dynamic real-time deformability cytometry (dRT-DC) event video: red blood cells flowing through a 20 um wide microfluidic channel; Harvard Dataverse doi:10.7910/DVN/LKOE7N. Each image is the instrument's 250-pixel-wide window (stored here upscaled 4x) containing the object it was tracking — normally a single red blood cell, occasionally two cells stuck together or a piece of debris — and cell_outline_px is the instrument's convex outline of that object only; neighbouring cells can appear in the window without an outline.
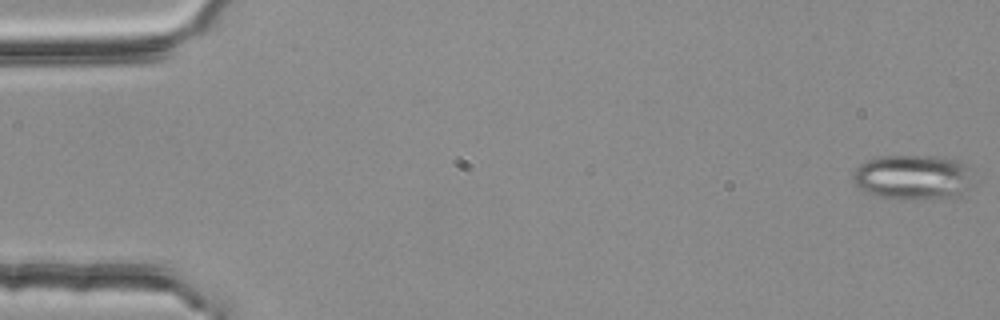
{"species": "common noctule bat (a hibernating species)", "species_latin": "Nyctalus noctula", "temperature_condition": "room temperature", "stored_images_in_passage": 55, "camera_frame_rate_fps": 3000, "um_per_image_px": 0.085, "animal": {"sex": "female", "body_mass_g": 25.1}, "frame": {"image": 1, "passage_image": 1, "time_ms": 0.0, "image_size_px": [1000, 320], "cell_outline_px": [[968, 188], [956, 196], [904, 200], [880, 196], [868, 192], [860, 188], [856, 184], [852, 176], [856, 168], [860, 164], [868, 160], [880, 156], [936, 156], [956, 160], [968, 164]], "centroid_in_image_um": [77.55, 15.05], "position_along_channel_um": 7.4, "area_um2": 30.92}}
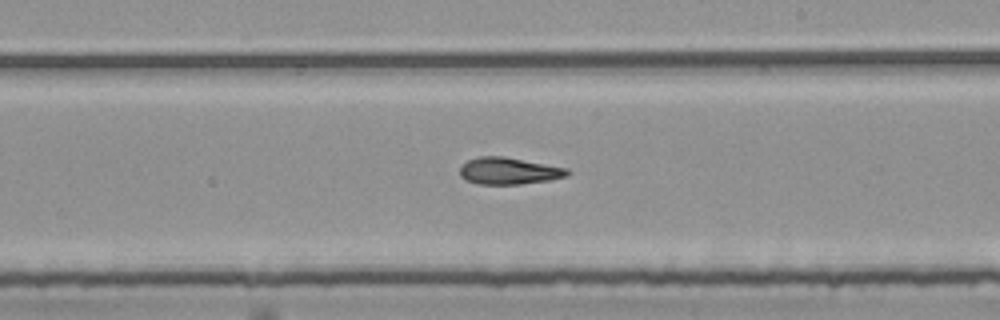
{"frame": {"image": 2, "passage_image": 32, "time_ms": 10.333, "image_size_px": [1000, 320], "cell_outline_px": [[572, 172], [568, 176], [548, 180], [520, 184], [480, 184], [464, 180], [460, 176], [460, 164], [468, 160], [480, 156], [504, 156], [568, 168]], "centroid_in_image_um": [43.24, 14.52], "position_along_channel_um": 245.8, "area_um2": 16.99}}
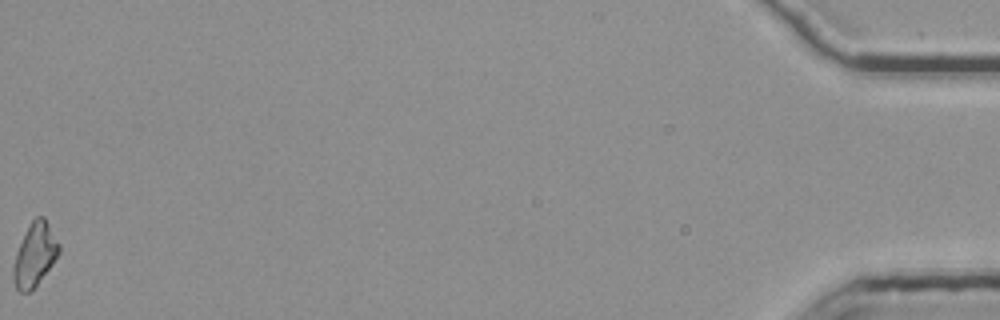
{"frame": {"image": 3, "passage_image": 55, "time_ms": 18.0, "image_size_px": [1000, 320], "cell_outline_px": [[60, 252], [52, 264], [32, 292], [20, 292], [16, 288], [12, 280], [12, 264], [16, 252], [32, 220], [36, 216], [44, 216], [60, 244]], "centroid_in_image_um": [2.94, 21.69], "position_along_channel_um": 432.3, "area_um2": 16.88}, "authors_computed_cell_mechanics": {"area_um2": 16.9354, "velocity_mm_per_s": 3.7798, "shape_relaxation_time_tau1_ms": null, "shape_relaxation_time_tau2_ms": 5.2353, "deformation_change_tau1": null, "deformation_change_tau2": 0.1523}}